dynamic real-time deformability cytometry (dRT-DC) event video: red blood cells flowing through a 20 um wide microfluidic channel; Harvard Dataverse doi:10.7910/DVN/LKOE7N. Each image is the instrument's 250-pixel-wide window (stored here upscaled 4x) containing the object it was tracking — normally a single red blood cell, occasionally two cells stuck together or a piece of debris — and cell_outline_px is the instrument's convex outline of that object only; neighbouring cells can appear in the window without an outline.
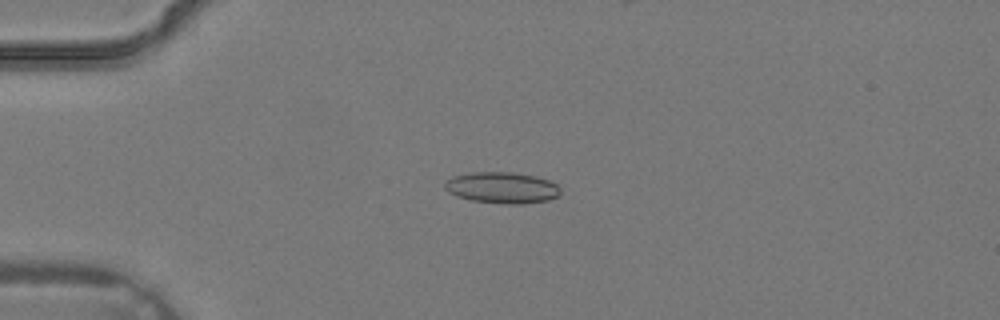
{"species": "common noctule bat (a hibernating species)", "species_latin": "Nyctalus noctula", "temperature_condition": "warm", "stored_images_in_passage": 2, "camera_frame_rate_fps": 3000, "um_per_image_px": 0.085, "animal": {"sex": "male", "body_mass_g": 19.2, "forearm_length_mm": 51.8}, "frame": {"image": 1, "passage_image": 2, "time_ms": 0.333, "image_size_px": [1000, 320], "cell_outline_px": [[560, 196], [548, 200], [524, 204], [508, 204], [472, 200], [456, 196], [448, 192], [444, 188], [444, 184], [452, 176], [468, 172], [512, 172], [536, 176], [548, 180], [556, 184], [560, 188]], "centroid_in_image_um": [42.67, 15.95], "position_along_channel_um": 42.3, "area_um2": 21.21}}